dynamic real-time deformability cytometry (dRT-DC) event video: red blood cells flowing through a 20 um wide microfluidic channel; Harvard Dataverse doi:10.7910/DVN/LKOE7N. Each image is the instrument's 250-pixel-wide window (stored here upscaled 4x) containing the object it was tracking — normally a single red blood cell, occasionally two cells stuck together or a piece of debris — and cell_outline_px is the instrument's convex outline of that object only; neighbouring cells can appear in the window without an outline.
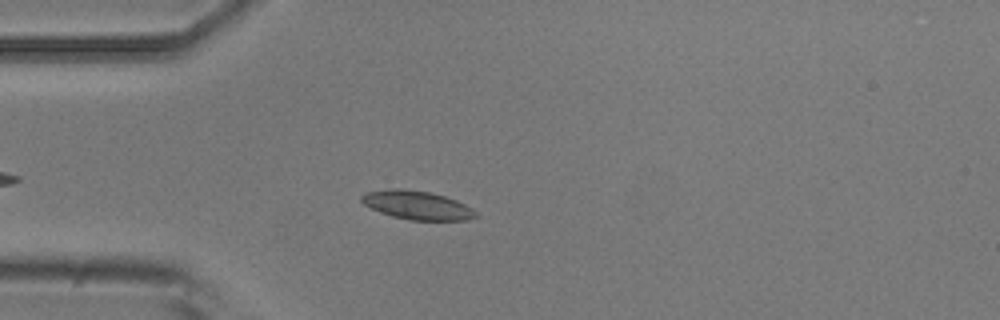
{"species": "common noctule bat (a hibernating species)", "species_latin": "Nyctalus noctula", "temperature_condition": "room temperature", "stored_images_in_passage": 42, "camera_frame_rate_fps": 3000, "um_per_image_px": 0.085, "animal": {"sex": "male", "body_mass_g": 20.5, "forearm_length_mm": 52.5}, "frame": {"image": 1, "passage_image": 7, "time_ms": 2.0, "image_size_px": [1000, 320], "cell_outline_px": [[480, 216], [468, 220], [408, 220], [392, 216], [380, 212], [364, 204], [360, 200], [360, 196], [364, 192], [388, 188], [404, 188], [428, 192], [444, 196], [456, 200], [472, 208]], "centroid_in_image_um": [35.43, 17.43], "position_along_channel_um": 49.6, "area_um2": 19.25}}
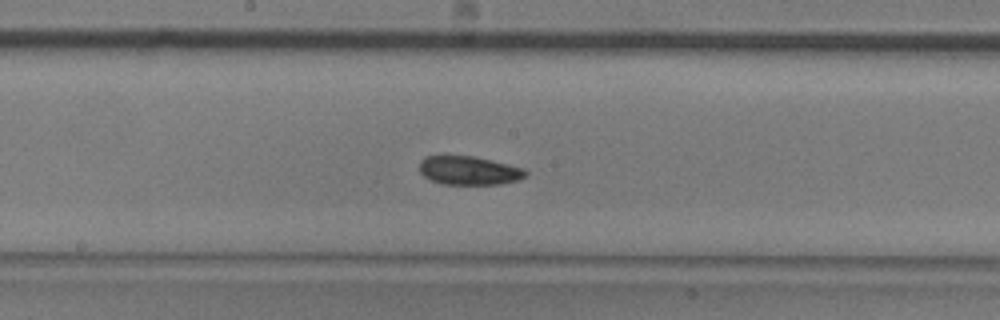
{"frame": {"image": 2, "passage_image": 20, "time_ms": 6.333, "image_size_px": [1000, 320], "cell_outline_px": [[528, 172], [520, 180], [500, 184], [440, 184], [424, 176], [420, 172], [420, 160], [424, 156], [472, 156], [492, 160], [524, 168]], "centroid_in_image_um": [39.87, 14.49], "position_along_channel_um": 208.3, "area_um2": 17.74}}
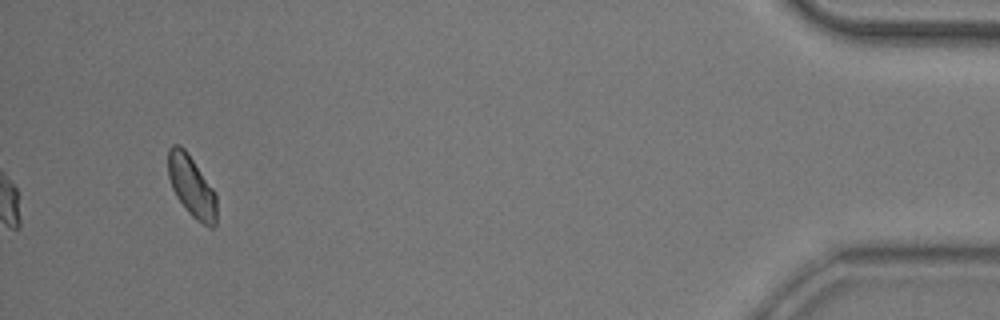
{"frame": {"image": 3, "passage_image": 42, "time_ms": 13.667, "image_size_px": [1000, 320], "cell_outline_px": [[216, 224], [212, 228], [208, 228], [196, 220], [188, 212], [176, 196], [172, 188], [168, 176], [168, 148], [172, 144], [180, 144], [188, 152], [216, 192]], "centroid_in_image_um": [16.29, 15.83], "position_along_channel_um": 418.9, "area_um2": 17.63}, "authors_computed_cell_mechanics": {"area_um2": 17.8313, "velocity_mm_per_s": 3.9089, "shape_relaxation_time_tau1_ms": null, "shape_relaxation_time_tau2_ms": 6.0326, "deformation_change_tau1": null, "deformation_change_tau2": 0.093}}